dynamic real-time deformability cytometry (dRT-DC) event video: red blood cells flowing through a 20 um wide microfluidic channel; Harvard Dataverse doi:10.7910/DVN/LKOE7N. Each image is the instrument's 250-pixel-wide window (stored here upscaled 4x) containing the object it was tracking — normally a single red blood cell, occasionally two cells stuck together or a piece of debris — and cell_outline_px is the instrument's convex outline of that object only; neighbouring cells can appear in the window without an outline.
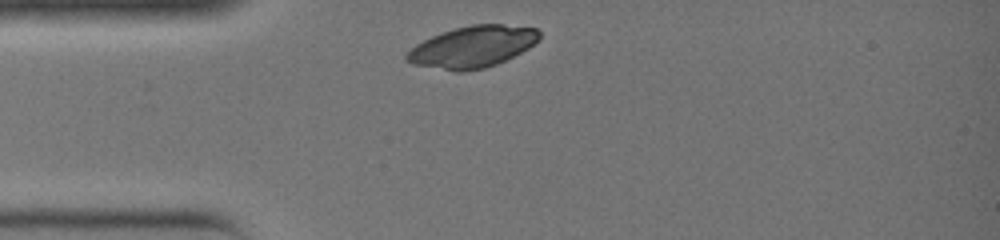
{"species": "common noctule bat (a hibernating species)", "species_latin": "Nyctalus noctula", "temperature_condition": "warm", "stored_images_in_passage": 23, "camera_frame_rate_fps": 3000, "um_per_image_px": 0.085, "animal": {"sex": "female", "body_mass_g": 19.0, "forearm_length_mm": 51.5}, "frame": {"image": 1, "passage_image": 1, "time_ms": 0.0, "image_size_px": [1000, 240], "cell_outline_px": [[540, 40], [528, 48], [496, 64], [484, 68], [464, 72], [456, 72], [412, 64], [404, 60], [404, 56], [416, 44], [432, 36], [456, 28], [472, 24], [504, 24], [536, 28], [540, 32]], "centroid_in_image_um": [40.16, 3.98], "position_along_channel_um": 44.8, "area_um2": 32.02}}
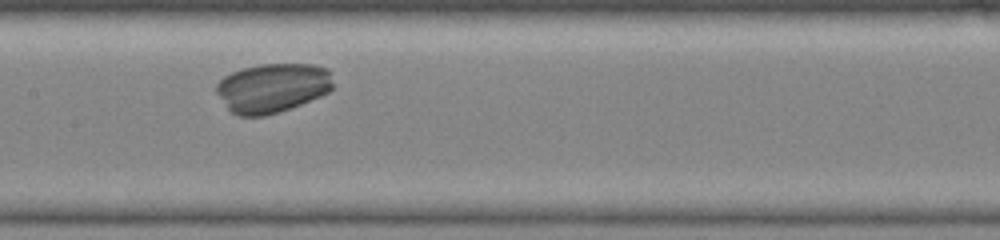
{"frame": {"image": 2, "passage_image": 10, "time_ms": 3.0, "image_size_px": [1000, 240], "cell_outline_px": [[332, 88], [328, 92], [320, 96], [300, 104], [264, 116], [236, 116], [228, 108], [216, 92], [216, 84], [224, 76], [240, 68], [260, 64], [312, 64], [328, 68], [332, 84]], "centroid_in_image_um": [23.13, 7.45], "position_along_channel_um": 184.3, "area_um2": 33.35}}
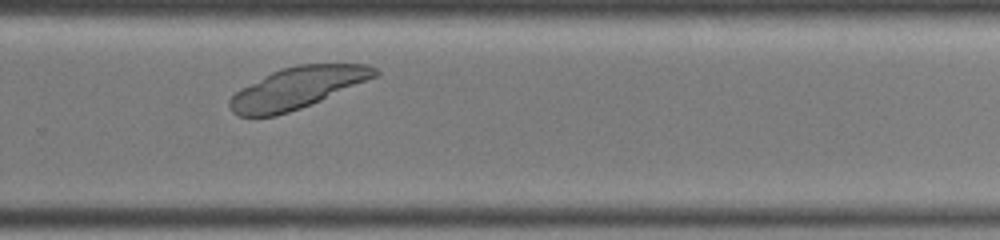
{"frame": {"image": 3, "passage_image": 17, "time_ms": 5.333, "image_size_px": [1000, 240], "cell_outline_px": [[380, 76], [300, 108], [276, 116], [236, 116], [232, 112], [228, 104], [228, 100], [240, 88], [280, 68], [296, 64], [368, 64], [376, 68], [380, 72]], "centroid_in_image_um": [25.28, 7.46], "position_along_channel_um": 304.5, "area_um2": 35.08}}